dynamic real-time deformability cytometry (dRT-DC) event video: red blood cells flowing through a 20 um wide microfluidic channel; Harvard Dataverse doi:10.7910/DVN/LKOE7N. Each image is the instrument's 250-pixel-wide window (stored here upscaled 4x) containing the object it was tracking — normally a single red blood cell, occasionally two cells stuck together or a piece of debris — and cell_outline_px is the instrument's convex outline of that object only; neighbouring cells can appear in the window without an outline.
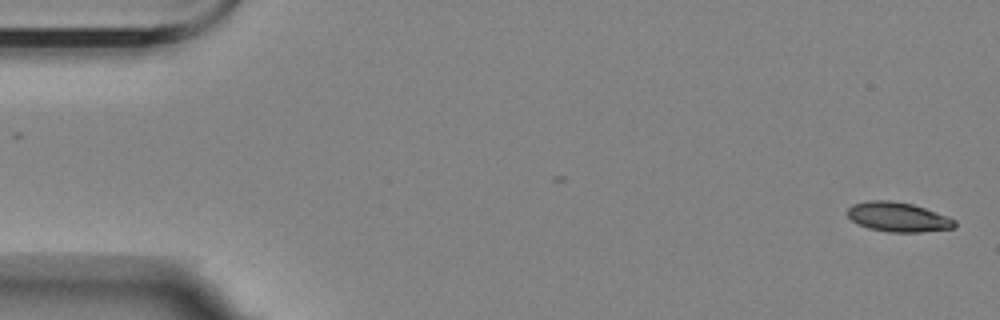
{"species": "Egyptian fruit bat (a non-hibernating species)", "species_latin": "Rousettus aegyptiacus", "temperature_condition": "room temperature", "stored_images_in_passage": 5, "camera_frame_rate_fps": 3000, "um_per_image_px": 0.085, "animal": {"sex": "female"}, "frame": {"image": 1, "passage_image": 1, "time_ms": 0.0, "image_size_px": [1000, 320], "cell_outline_px": [[956, 224], [952, 228], [920, 232], [888, 232], [868, 228], [852, 220], [848, 216], [848, 208], [852, 204], [868, 200], [888, 200], [912, 204], [924, 208], [956, 220]], "centroid_in_image_um": [76.3, 18.44], "position_along_channel_um": 8.7, "area_um2": 18.21}}